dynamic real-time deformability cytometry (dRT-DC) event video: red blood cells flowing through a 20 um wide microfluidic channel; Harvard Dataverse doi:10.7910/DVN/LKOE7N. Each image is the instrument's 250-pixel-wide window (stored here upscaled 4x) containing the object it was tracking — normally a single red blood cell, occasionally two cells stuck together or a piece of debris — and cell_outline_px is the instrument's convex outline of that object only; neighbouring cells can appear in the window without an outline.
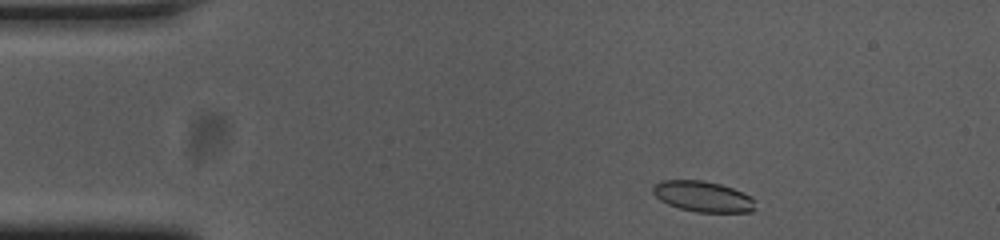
{"species": "common noctule bat (a hibernating species)", "species_latin": "Nyctalus noctula", "temperature_condition": "cold", "stored_images_in_passage": 48, "camera_frame_rate_fps": 3000, "um_per_image_px": 0.085, "animal": {"sex": "female", "body_mass_g": 23.0, "forearm_length_mm": 53.4}, "frame": {"image": 1, "passage_image": 2, "time_ms": 0.333, "image_size_px": [1000, 240], "cell_outline_px": [[756, 208], [752, 212], [696, 212], [680, 208], [668, 204], [660, 200], [652, 192], [652, 184], [664, 180], [704, 180], [720, 184], [732, 188], [752, 196], [756, 200]], "centroid_in_image_um": [59.77, 16.7], "position_along_channel_um": 25.2, "area_um2": 18.55}}
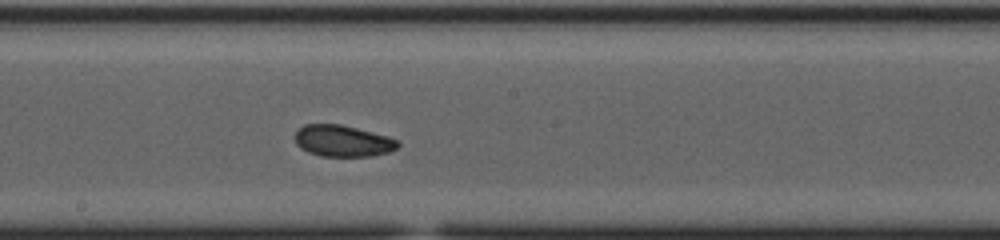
{"frame": {"image": 2, "passage_image": 23, "time_ms": 7.333, "image_size_px": [1000, 240], "cell_outline_px": [[400, 144], [396, 148], [388, 152], [372, 156], [320, 156], [308, 152], [300, 148], [296, 144], [296, 132], [304, 124], [340, 124], [388, 136], [400, 140]], "centroid_in_image_um": [29.14, 11.98], "position_along_channel_um": 219.1, "area_um2": 18.84}}
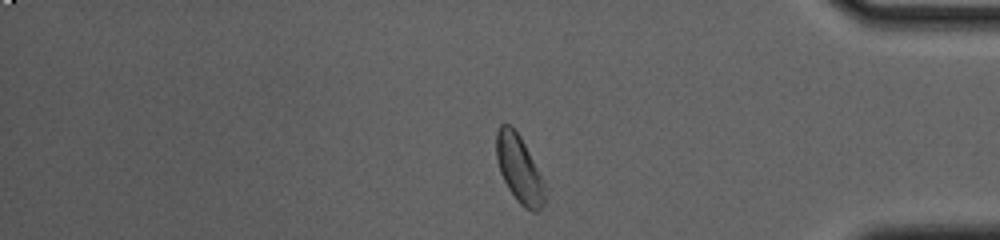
{"frame": {"image": 3, "passage_image": 39, "time_ms": 12.667, "image_size_px": [1000, 240], "cell_outline_px": [[548, 188], [544, 204], [536, 212], [532, 212], [524, 208], [516, 200], [508, 188], [500, 172], [496, 160], [496, 132], [500, 124], [508, 124], [520, 136]], "centroid_in_image_um": [44.15, 14.42], "position_along_channel_um": 391.0, "area_um2": 19.25}, "authors_computed_cell_mechanics": {"area_um2": 18.9873, "velocity_mm_per_s": 3.7197, "shape_relaxation_time_tau1_ms": 3.4354, "shape_relaxation_time_tau2_ms": 3.5257, "deformation_change_tau1": 0.0836, "deformation_change_tau2": 0.0717}}